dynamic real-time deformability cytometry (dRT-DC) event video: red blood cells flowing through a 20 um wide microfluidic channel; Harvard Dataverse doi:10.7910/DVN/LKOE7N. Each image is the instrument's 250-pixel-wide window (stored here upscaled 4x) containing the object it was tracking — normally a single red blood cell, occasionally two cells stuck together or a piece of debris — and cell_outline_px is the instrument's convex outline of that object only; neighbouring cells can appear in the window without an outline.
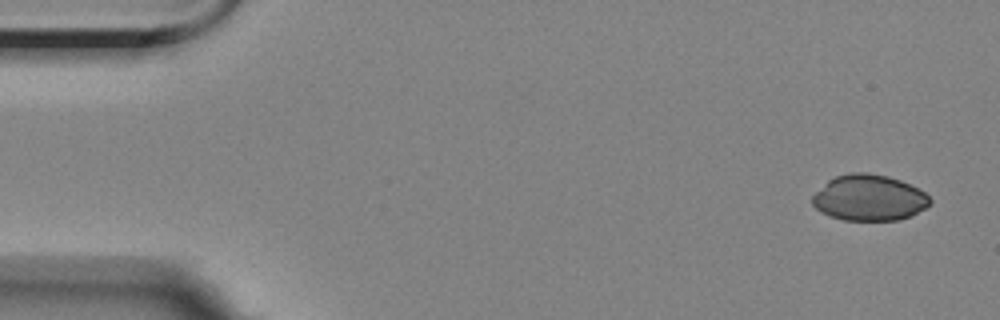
{"species": "Egyptian fruit bat (a non-hibernating species)", "species_latin": "Rousettus aegyptiacus", "temperature_condition": "room temperature", "stored_images_in_passage": 4, "camera_frame_rate_fps": 3000, "um_per_image_px": 0.085, "animal": {"sex": "female"}, "frame": {"image": 1, "passage_image": 1, "time_ms": 0.0, "image_size_px": [1000, 320], "cell_outline_px": [[932, 200], [924, 208], [912, 216], [896, 220], [844, 220], [832, 216], [816, 208], [812, 204], [812, 196], [828, 180], [836, 176], [852, 172], [868, 172], [888, 176], [900, 180], [924, 192]], "centroid_in_image_um": [73.87, 16.8], "position_along_channel_um": 11.1, "area_um2": 31.21}}